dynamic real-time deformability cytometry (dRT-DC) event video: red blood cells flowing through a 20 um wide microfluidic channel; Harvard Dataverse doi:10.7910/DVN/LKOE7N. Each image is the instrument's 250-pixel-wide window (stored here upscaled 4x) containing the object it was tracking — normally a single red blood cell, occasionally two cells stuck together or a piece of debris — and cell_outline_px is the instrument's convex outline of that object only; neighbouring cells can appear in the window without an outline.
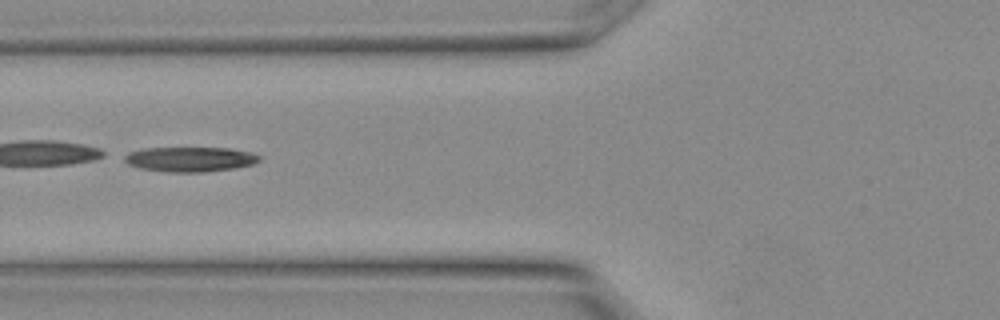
{"species": "Egyptian fruit bat (a non-hibernating species)", "species_latin": "Rousettus aegyptiacus", "temperature_condition": "warm", "stored_images_in_passage": 9, "camera_frame_rate_fps": 3000, "um_per_image_px": 0.085, "animal": {"sex": "female"}, "frame": {"image": 1, "passage_image": 6, "time_ms": 1.667, "image_size_px": [1000, 320], "cell_outline_px": [[260, 160], [252, 164], [236, 168], [204, 172], [168, 172], [140, 168], [128, 164], [120, 156], [128, 152], [144, 148], [228, 148], [252, 152], [260, 156]], "centroid_in_image_um": [16.12, 13.53], "position_along_channel_um": 109.7, "area_um2": 19.65}}
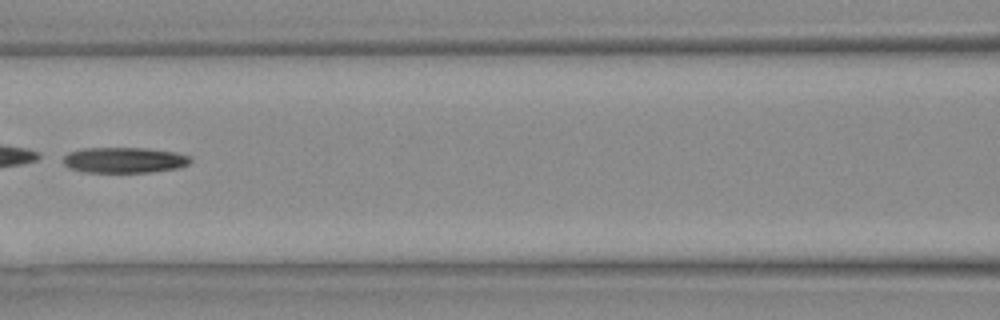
{"frame": {"image": 2, "passage_image": 8, "time_ms": 2.333, "image_size_px": [1000, 320], "cell_outline_px": [[192, 160], [188, 164], [180, 168], [152, 172], [84, 172], [68, 168], [64, 164], [64, 156], [68, 152], [84, 148], [148, 148], [176, 152], [192, 156]], "centroid_in_image_um": [10.6, 13.6], "position_along_channel_um": 156.0, "area_um2": 19.25}}